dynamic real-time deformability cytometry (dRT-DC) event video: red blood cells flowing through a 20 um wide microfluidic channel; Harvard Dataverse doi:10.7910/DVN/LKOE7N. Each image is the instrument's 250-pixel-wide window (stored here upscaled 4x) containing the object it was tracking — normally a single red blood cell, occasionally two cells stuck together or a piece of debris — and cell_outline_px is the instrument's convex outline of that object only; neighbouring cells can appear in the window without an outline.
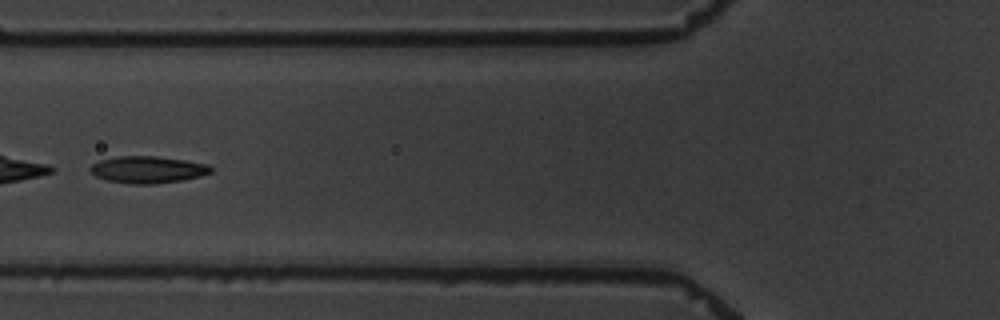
{"species": "common noctule bat (a hibernating species)", "species_latin": "Nyctalus noctula", "temperature_condition": "warm", "stored_images_in_passage": 6, "camera_frame_rate_fps": 3000, "um_per_image_px": 0.085, "animal": {"sex": "male", "body_mass_g": 19.5, "forearm_length_mm": 54.6}, "frame": {"image": 1, "passage_image": 2, "time_ms": 1.333, "image_size_px": [1000, 320], "cell_outline_px": [[212, 172], [200, 176], [180, 180], [156, 184], [132, 184], [108, 180], [96, 176], [88, 168], [92, 164], [100, 160], [116, 156], [156, 156], [184, 160], [208, 164], [212, 168]], "centroid_in_image_um": [12.55, 14.41], "position_along_channel_um": 113.3, "area_um2": 18.84}}
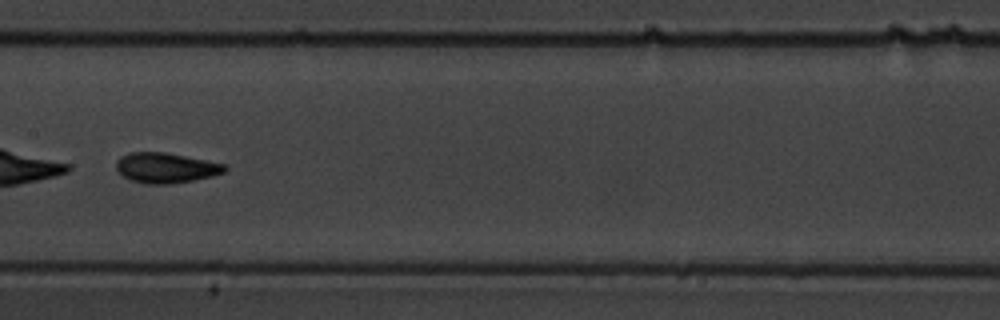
{"frame": {"image": 2, "passage_image": 4, "time_ms": 3.667, "image_size_px": [1000, 320], "cell_outline_px": [[228, 168], [224, 172], [212, 176], [172, 184], [144, 184], [132, 180], [124, 176], [116, 168], [116, 160], [120, 156], [128, 152], [164, 152], [224, 164]], "centroid_in_image_um": [14.06, 14.26], "position_along_channel_um": 193.3, "area_um2": 18.96}}
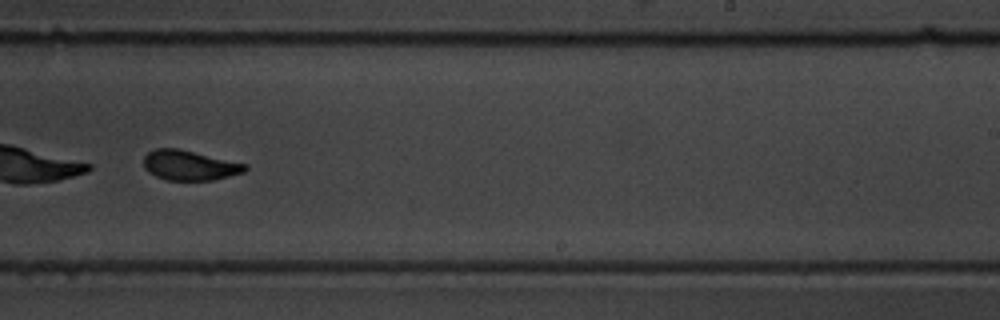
{"frame": {"image": 3, "passage_image": 6, "time_ms": 6.0, "image_size_px": [1000, 320], "cell_outline_px": [[248, 168], [244, 172], [212, 180], [168, 180], [156, 176], [148, 172], [144, 168], [144, 156], [148, 152], [156, 148], [180, 148], [248, 164]], "centroid_in_image_um": [16.11, 14.04], "position_along_channel_um": 272.9, "area_um2": 17.8}}